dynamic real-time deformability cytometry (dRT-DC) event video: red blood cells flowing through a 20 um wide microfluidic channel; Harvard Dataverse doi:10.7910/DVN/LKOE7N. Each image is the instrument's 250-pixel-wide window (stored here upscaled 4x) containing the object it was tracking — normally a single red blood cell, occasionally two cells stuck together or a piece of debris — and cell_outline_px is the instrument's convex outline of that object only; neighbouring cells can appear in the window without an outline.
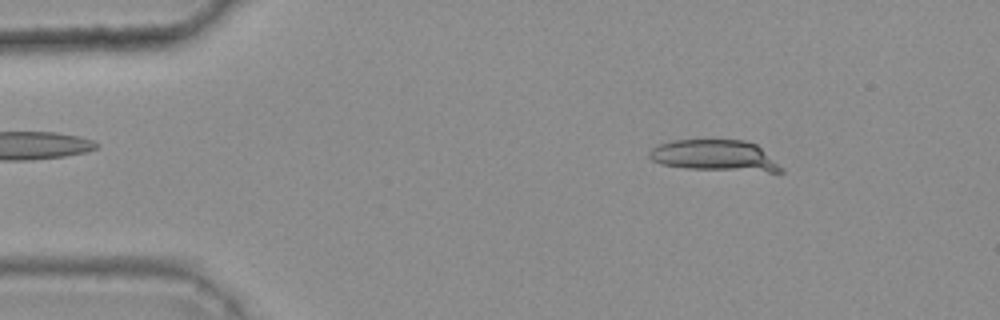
{"species": "common noctule bat (a hibernating species)", "species_latin": "Nyctalus noctula", "temperature_condition": "warm", "stored_images_in_passage": 46, "camera_frame_rate_fps": 3000, "um_per_image_px": 0.085, "animal": {"sex": "female", "body_mass_g": 25.1}, "frame": {"image": 1, "passage_image": 5, "time_ms": 1.333, "image_size_px": [1000, 320], "cell_outline_px": [[784, 172], [768, 172], [688, 168], [660, 164], [652, 160], [648, 156], [648, 152], [656, 144], [672, 140], [744, 140], [756, 144], [784, 168]], "centroid_in_image_um": [60.74, 13.22], "position_along_channel_um": 24.3, "area_um2": 23.99}}
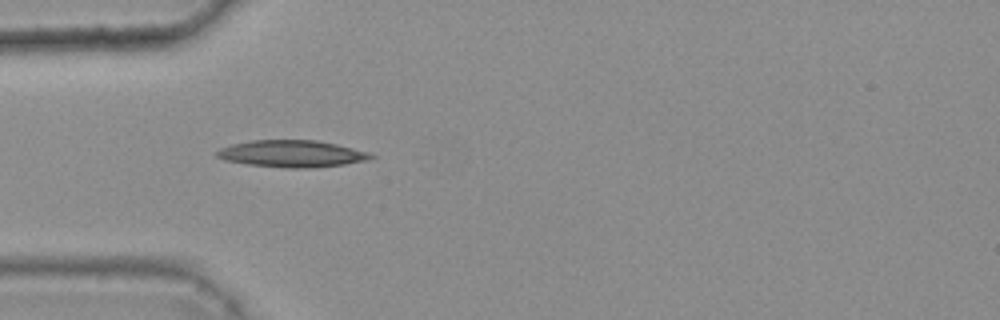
{"frame": {"image": 2, "passage_image": 14, "time_ms": 4.333, "image_size_px": [1000, 320], "cell_outline_px": [[376, 156], [368, 160], [344, 164], [312, 168], [288, 168], [248, 164], [224, 160], [216, 156], [216, 152], [220, 148], [232, 144], [252, 140], [316, 140], [336, 144], [368, 152]], "centroid_in_image_um": [24.8, 13.06], "position_along_channel_um": 60.2, "area_um2": 24.04}}
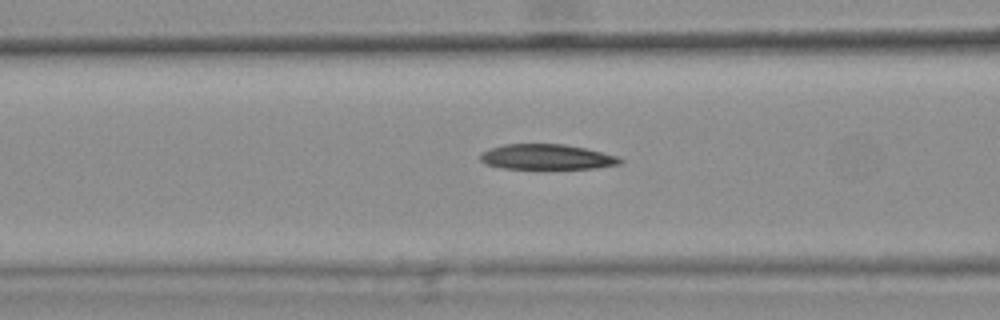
{"frame": {"image": 3, "passage_image": 19, "time_ms": 6.0, "image_size_px": [1000, 320], "cell_outline_px": [[624, 160], [620, 164], [596, 168], [504, 168], [484, 164], [480, 160], [480, 152], [488, 148], [504, 144], [564, 144], [584, 148], [616, 156]], "centroid_in_image_um": [46.41, 13.33], "position_along_channel_um": 120.2, "area_um2": 20.46}}